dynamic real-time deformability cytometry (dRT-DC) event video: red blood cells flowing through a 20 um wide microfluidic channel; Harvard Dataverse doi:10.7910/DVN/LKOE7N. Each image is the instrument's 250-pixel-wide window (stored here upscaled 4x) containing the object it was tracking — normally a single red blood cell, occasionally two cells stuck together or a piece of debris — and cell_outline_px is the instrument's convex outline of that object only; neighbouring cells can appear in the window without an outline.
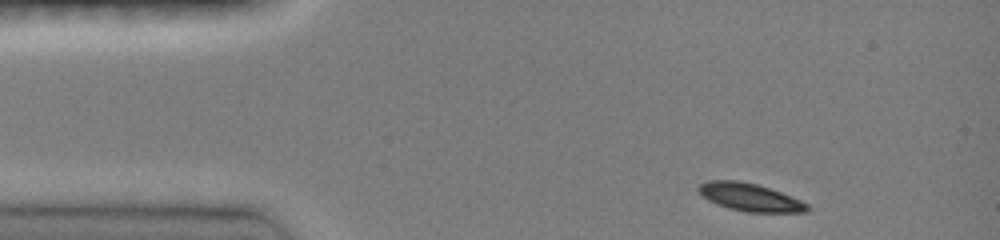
{"species": "common noctule bat (a hibernating species)", "species_latin": "Nyctalus noctula", "temperature_condition": "room temperature", "stored_images_in_passage": 31, "camera_frame_rate_fps": 3000, "um_per_image_px": 0.085, "animal": {"sex": "female", "body_mass_g": 19.0, "forearm_length_mm": 51.5}, "frame": {"image": 1, "passage_image": 1, "time_ms": 0.0, "image_size_px": [1000, 240], "cell_outline_px": [[812, 208], [808, 212], [744, 212], [728, 208], [716, 204], [708, 200], [696, 188], [700, 184], [708, 180], [740, 180], [756, 184], [792, 196], [808, 204]], "centroid_in_image_um": [63.76, 16.77], "position_along_channel_um": 21.2, "area_um2": 17.69}}
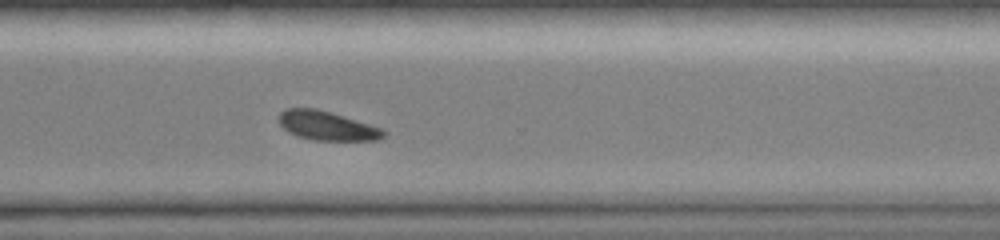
{"frame": {"image": 2, "passage_image": 24, "time_ms": 9.667, "image_size_px": [1000, 240], "cell_outline_px": [[384, 136], [376, 140], [312, 140], [296, 136], [288, 132], [280, 124], [280, 112], [288, 108], [316, 108], [344, 116], [384, 128]], "centroid_in_image_um": [27.79, 10.69], "position_along_channel_um": 342.8, "area_um2": 17.69}}
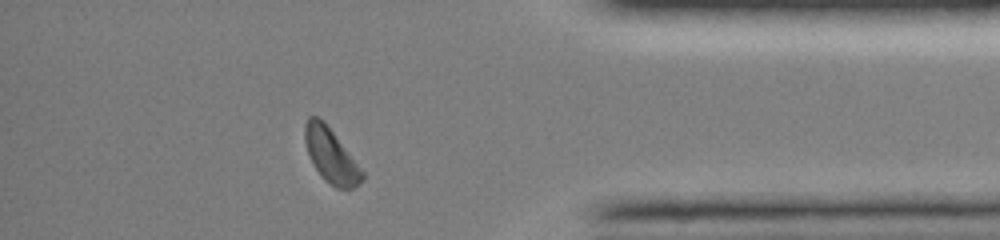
{"frame": {"image": 3, "passage_image": 29, "time_ms": 11.667, "image_size_px": [1000, 240], "cell_outline_px": [[364, 180], [352, 188], [336, 188], [324, 180], [316, 168], [308, 152], [304, 140], [304, 124], [308, 116], [316, 116], [324, 120], [364, 172]], "centroid_in_image_um": [28.12, 13.19], "position_along_channel_um": 407.1, "area_um2": 17.98}, "authors_computed_cell_mechanics": {"area_um2": 18.5538, "velocity_mm_per_s": 4.007, "shape_relaxation_time_tau1_ms": 2.3212, "shape_relaxation_time_tau2_ms": null, "deformation_change_tau1": 0.0751, "deformation_change_tau2": null}}